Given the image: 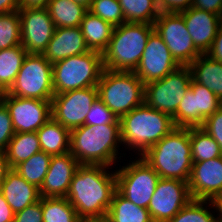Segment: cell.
I'll return each mask as SVG.
<instances>
[{"label":"cell","instance_id":"51","mask_svg":"<svg viewBox=\"0 0 222 222\" xmlns=\"http://www.w3.org/2000/svg\"><path fill=\"white\" fill-rule=\"evenodd\" d=\"M219 108L222 110V98L220 99V105Z\"/></svg>","mask_w":222,"mask_h":222},{"label":"cell","instance_id":"33","mask_svg":"<svg viewBox=\"0 0 222 222\" xmlns=\"http://www.w3.org/2000/svg\"><path fill=\"white\" fill-rule=\"evenodd\" d=\"M210 208L215 209L212 201L192 199L168 222H217Z\"/></svg>","mask_w":222,"mask_h":222},{"label":"cell","instance_id":"29","mask_svg":"<svg viewBox=\"0 0 222 222\" xmlns=\"http://www.w3.org/2000/svg\"><path fill=\"white\" fill-rule=\"evenodd\" d=\"M27 51L22 45L0 50V92H7L13 85Z\"/></svg>","mask_w":222,"mask_h":222},{"label":"cell","instance_id":"1","mask_svg":"<svg viewBox=\"0 0 222 222\" xmlns=\"http://www.w3.org/2000/svg\"><path fill=\"white\" fill-rule=\"evenodd\" d=\"M102 165H80L70 183L67 200L83 221H104L117 191L116 171Z\"/></svg>","mask_w":222,"mask_h":222},{"label":"cell","instance_id":"49","mask_svg":"<svg viewBox=\"0 0 222 222\" xmlns=\"http://www.w3.org/2000/svg\"><path fill=\"white\" fill-rule=\"evenodd\" d=\"M212 203L215 208V212H217V222H222V193L218 194L213 200ZM217 210V211H216Z\"/></svg>","mask_w":222,"mask_h":222},{"label":"cell","instance_id":"20","mask_svg":"<svg viewBox=\"0 0 222 222\" xmlns=\"http://www.w3.org/2000/svg\"><path fill=\"white\" fill-rule=\"evenodd\" d=\"M195 47L202 53L211 48L222 18L214 13L193 7L180 12Z\"/></svg>","mask_w":222,"mask_h":222},{"label":"cell","instance_id":"15","mask_svg":"<svg viewBox=\"0 0 222 222\" xmlns=\"http://www.w3.org/2000/svg\"><path fill=\"white\" fill-rule=\"evenodd\" d=\"M21 45L29 54H42L55 26L47 8H19Z\"/></svg>","mask_w":222,"mask_h":222},{"label":"cell","instance_id":"32","mask_svg":"<svg viewBox=\"0 0 222 222\" xmlns=\"http://www.w3.org/2000/svg\"><path fill=\"white\" fill-rule=\"evenodd\" d=\"M51 158L52 155L40 151L26 161L21 162L14 170L27 182L40 189L48 172Z\"/></svg>","mask_w":222,"mask_h":222},{"label":"cell","instance_id":"37","mask_svg":"<svg viewBox=\"0 0 222 222\" xmlns=\"http://www.w3.org/2000/svg\"><path fill=\"white\" fill-rule=\"evenodd\" d=\"M120 124L116 115L99 99L90 108L84 125Z\"/></svg>","mask_w":222,"mask_h":222},{"label":"cell","instance_id":"9","mask_svg":"<svg viewBox=\"0 0 222 222\" xmlns=\"http://www.w3.org/2000/svg\"><path fill=\"white\" fill-rule=\"evenodd\" d=\"M137 158L116 170L117 191L135 205L147 209L160 176L140 156Z\"/></svg>","mask_w":222,"mask_h":222},{"label":"cell","instance_id":"35","mask_svg":"<svg viewBox=\"0 0 222 222\" xmlns=\"http://www.w3.org/2000/svg\"><path fill=\"white\" fill-rule=\"evenodd\" d=\"M93 15L117 27L125 22L121 5L118 0H93L88 9Z\"/></svg>","mask_w":222,"mask_h":222},{"label":"cell","instance_id":"25","mask_svg":"<svg viewBox=\"0 0 222 222\" xmlns=\"http://www.w3.org/2000/svg\"><path fill=\"white\" fill-rule=\"evenodd\" d=\"M36 133L41 151L52 156L69 152L71 131L52 117Z\"/></svg>","mask_w":222,"mask_h":222},{"label":"cell","instance_id":"45","mask_svg":"<svg viewBox=\"0 0 222 222\" xmlns=\"http://www.w3.org/2000/svg\"><path fill=\"white\" fill-rule=\"evenodd\" d=\"M19 0H0V14L18 11Z\"/></svg>","mask_w":222,"mask_h":222},{"label":"cell","instance_id":"7","mask_svg":"<svg viewBox=\"0 0 222 222\" xmlns=\"http://www.w3.org/2000/svg\"><path fill=\"white\" fill-rule=\"evenodd\" d=\"M104 70L102 53L90 50L52 64L55 94L97 86Z\"/></svg>","mask_w":222,"mask_h":222},{"label":"cell","instance_id":"30","mask_svg":"<svg viewBox=\"0 0 222 222\" xmlns=\"http://www.w3.org/2000/svg\"><path fill=\"white\" fill-rule=\"evenodd\" d=\"M190 142L193 162H203L222 156L217 142L201 127H190Z\"/></svg>","mask_w":222,"mask_h":222},{"label":"cell","instance_id":"17","mask_svg":"<svg viewBox=\"0 0 222 222\" xmlns=\"http://www.w3.org/2000/svg\"><path fill=\"white\" fill-rule=\"evenodd\" d=\"M172 57L180 66H189L202 53L195 47L183 15L176 13L155 27Z\"/></svg>","mask_w":222,"mask_h":222},{"label":"cell","instance_id":"23","mask_svg":"<svg viewBox=\"0 0 222 222\" xmlns=\"http://www.w3.org/2000/svg\"><path fill=\"white\" fill-rule=\"evenodd\" d=\"M192 80L222 98V63L207 54L199 55L190 65Z\"/></svg>","mask_w":222,"mask_h":222},{"label":"cell","instance_id":"52","mask_svg":"<svg viewBox=\"0 0 222 222\" xmlns=\"http://www.w3.org/2000/svg\"><path fill=\"white\" fill-rule=\"evenodd\" d=\"M83 222H104V221H83Z\"/></svg>","mask_w":222,"mask_h":222},{"label":"cell","instance_id":"50","mask_svg":"<svg viewBox=\"0 0 222 222\" xmlns=\"http://www.w3.org/2000/svg\"><path fill=\"white\" fill-rule=\"evenodd\" d=\"M73 1L89 9L93 0H73Z\"/></svg>","mask_w":222,"mask_h":222},{"label":"cell","instance_id":"3","mask_svg":"<svg viewBox=\"0 0 222 222\" xmlns=\"http://www.w3.org/2000/svg\"><path fill=\"white\" fill-rule=\"evenodd\" d=\"M140 157L160 178L188 182L193 165L190 128H174Z\"/></svg>","mask_w":222,"mask_h":222},{"label":"cell","instance_id":"4","mask_svg":"<svg viewBox=\"0 0 222 222\" xmlns=\"http://www.w3.org/2000/svg\"><path fill=\"white\" fill-rule=\"evenodd\" d=\"M119 120L122 145L138 156L176 128L170 115L149 107L145 102Z\"/></svg>","mask_w":222,"mask_h":222},{"label":"cell","instance_id":"46","mask_svg":"<svg viewBox=\"0 0 222 222\" xmlns=\"http://www.w3.org/2000/svg\"><path fill=\"white\" fill-rule=\"evenodd\" d=\"M50 0H19L20 8H47Z\"/></svg>","mask_w":222,"mask_h":222},{"label":"cell","instance_id":"48","mask_svg":"<svg viewBox=\"0 0 222 222\" xmlns=\"http://www.w3.org/2000/svg\"><path fill=\"white\" fill-rule=\"evenodd\" d=\"M10 170L5 152L0 151V187L5 180L6 173Z\"/></svg>","mask_w":222,"mask_h":222},{"label":"cell","instance_id":"31","mask_svg":"<svg viewBox=\"0 0 222 222\" xmlns=\"http://www.w3.org/2000/svg\"><path fill=\"white\" fill-rule=\"evenodd\" d=\"M43 222H83L66 197H42Z\"/></svg>","mask_w":222,"mask_h":222},{"label":"cell","instance_id":"18","mask_svg":"<svg viewBox=\"0 0 222 222\" xmlns=\"http://www.w3.org/2000/svg\"><path fill=\"white\" fill-rule=\"evenodd\" d=\"M188 188L191 198L195 200L212 201L222 193V156L193 162Z\"/></svg>","mask_w":222,"mask_h":222},{"label":"cell","instance_id":"10","mask_svg":"<svg viewBox=\"0 0 222 222\" xmlns=\"http://www.w3.org/2000/svg\"><path fill=\"white\" fill-rule=\"evenodd\" d=\"M189 66H179L164 78L145 84L144 102L151 108L173 117L191 86Z\"/></svg>","mask_w":222,"mask_h":222},{"label":"cell","instance_id":"41","mask_svg":"<svg viewBox=\"0 0 222 222\" xmlns=\"http://www.w3.org/2000/svg\"><path fill=\"white\" fill-rule=\"evenodd\" d=\"M13 222H43L42 197L15 214Z\"/></svg>","mask_w":222,"mask_h":222},{"label":"cell","instance_id":"11","mask_svg":"<svg viewBox=\"0 0 222 222\" xmlns=\"http://www.w3.org/2000/svg\"><path fill=\"white\" fill-rule=\"evenodd\" d=\"M97 98V86L54 94L51 100L52 118L70 131L81 127Z\"/></svg>","mask_w":222,"mask_h":222},{"label":"cell","instance_id":"2","mask_svg":"<svg viewBox=\"0 0 222 222\" xmlns=\"http://www.w3.org/2000/svg\"><path fill=\"white\" fill-rule=\"evenodd\" d=\"M121 141L120 124L82 125L71 130L70 150L80 165L116 166ZM120 158V159H119Z\"/></svg>","mask_w":222,"mask_h":222},{"label":"cell","instance_id":"24","mask_svg":"<svg viewBox=\"0 0 222 222\" xmlns=\"http://www.w3.org/2000/svg\"><path fill=\"white\" fill-rule=\"evenodd\" d=\"M80 28L89 50L103 53L107 49L114 26L87 11L81 21Z\"/></svg>","mask_w":222,"mask_h":222},{"label":"cell","instance_id":"47","mask_svg":"<svg viewBox=\"0 0 222 222\" xmlns=\"http://www.w3.org/2000/svg\"><path fill=\"white\" fill-rule=\"evenodd\" d=\"M170 6L177 12L180 13L188 8L192 7L193 0H166Z\"/></svg>","mask_w":222,"mask_h":222},{"label":"cell","instance_id":"5","mask_svg":"<svg viewBox=\"0 0 222 222\" xmlns=\"http://www.w3.org/2000/svg\"><path fill=\"white\" fill-rule=\"evenodd\" d=\"M154 30L144 23L124 22L114 27L109 45L102 53L104 69L134 72Z\"/></svg>","mask_w":222,"mask_h":222},{"label":"cell","instance_id":"28","mask_svg":"<svg viewBox=\"0 0 222 222\" xmlns=\"http://www.w3.org/2000/svg\"><path fill=\"white\" fill-rule=\"evenodd\" d=\"M41 151L36 132L15 133L5 151L10 169Z\"/></svg>","mask_w":222,"mask_h":222},{"label":"cell","instance_id":"22","mask_svg":"<svg viewBox=\"0 0 222 222\" xmlns=\"http://www.w3.org/2000/svg\"><path fill=\"white\" fill-rule=\"evenodd\" d=\"M0 191L15 214L41 198L39 188L27 182L14 169L6 173Z\"/></svg>","mask_w":222,"mask_h":222},{"label":"cell","instance_id":"34","mask_svg":"<svg viewBox=\"0 0 222 222\" xmlns=\"http://www.w3.org/2000/svg\"><path fill=\"white\" fill-rule=\"evenodd\" d=\"M21 45L19 12L0 14V50Z\"/></svg>","mask_w":222,"mask_h":222},{"label":"cell","instance_id":"6","mask_svg":"<svg viewBox=\"0 0 222 222\" xmlns=\"http://www.w3.org/2000/svg\"><path fill=\"white\" fill-rule=\"evenodd\" d=\"M97 88L98 98L118 119L144 103L145 84L132 71L104 69Z\"/></svg>","mask_w":222,"mask_h":222},{"label":"cell","instance_id":"44","mask_svg":"<svg viewBox=\"0 0 222 222\" xmlns=\"http://www.w3.org/2000/svg\"><path fill=\"white\" fill-rule=\"evenodd\" d=\"M15 213L0 191V222H13Z\"/></svg>","mask_w":222,"mask_h":222},{"label":"cell","instance_id":"42","mask_svg":"<svg viewBox=\"0 0 222 222\" xmlns=\"http://www.w3.org/2000/svg\"><path fill=\"white\" fill-rule=\"evenodd\" d=\"M192 7L214 13L222 18V0H193Z\"/></svg>","mask_w":222,"mask_h":222},{"label":"cell","instance_id":"40","mask_svg":"<svg viewBox=\"0 0 222 222\" xmlns=\"http://www.w3.org/2000/svg\"><path fill=\"white\" fill-rule=\"evenodd\" d=\"M201 128L217 142L222 152V110L219 108L207 117Z\"/></svg>","mask_w":222,"mask_h":222},{"label":"cell","instance_id":"36","mask_svg":"<svg viewBox=\"0 0 222 222\" xmlns=\"http://www.w3.org/2000/svg\"><path fill=\"white\" fill-rule=\"evenodd\" d=\"M125 22L148 24L152 0H118Z\"/></svg>","mask_w":222,"mask_h":222},{"label":"cell","instance_id":"21","mask_svg":"<svg viewBox=\"0 0 222 222\" xmlns=\"http://www.w3.org/2000/svg\"><path fill=\"white\" fill-rule=\"evenodd\" d=\"M90 51L80 26L55 28L52 39L42 55L50 63Z\"/></svg>","mask_w":222,"mask_h":222},{"label":"cell","instance_id":"19","mask_svg":"<svg viewBox=\"0 0 222 222\" xmlns=\"http://www.w3.org/2000/svg\"><path fill=\"white\" fill-rule=\"evenodd\" d=\"M79 166V162L70 152L53 155L48 172L39 189L40 196L53 198L66 197L73 175Z\"/></svg>","mask_w":222,"mask_h":222},{"label":"cell","instance_id":"14","mask_svg":"<svg viewBox=\"0 0 222 222\" xmlns=\"http://www.w3.org/2000/svg\"><path fill=\"white\" fill-rule=\"evenodd\" d=\"M191 200L188 182L160 178L147 209L153 222H168Z\"/></svg>","mask_w":222,"mask_h":222},{"label":"cell","instance_id":"38","mask_svg":"<svg viewBox=\"0 0 222 222\" xmlns=\"http://www.w3.org/2000/svg\"><path fill=\"white\" fill-rule=\"evenodd\" d=\"M14 134L9 110L6 105L0 101V151H6Z\"/></svg>","mask_w":222,"mask_h":222},{"label":"cell","instance_id":"8","mask_svg":"<svg viewBox=\"0 0 222 222\" xmlns=\"http://www.w3.org/2000/svg\"><path fill=\"white\" fill-rule=\"evenodd\" d=\"M7 93L17 97L51 101L55 94L52 63L48 62L42 54L27 53Z\"/></svg>","mask_w":222,"mask_h":222},{"label":"cell","instance_id":"27","mask_svg":"<svg viewBox=\"0 0 222 222\" xmlns=\"http://www.w3.org/2000/svg\"><path fill=\"white\" fill-rule=\"evenodd\" d=\"M55 28L78 27L88 11L73 0H50L47 6Z\"/></svg>","mask_w":222,"mask_h":222},{"label":"cell","instance_id":"12","mask_svg":"<svg viewBox=\"0 0 222 222\" xmlns=\"http://www.w3.org/2000/svg\"><path fill=\"white\" fill-rule=\"evenodd\" d=\"M220 99L207 87L191 81V86L172 117L175 127H201L219 109Z\"/></svg>","mask_w":222,"mask_h":222},{"label":"cell","instance_id":"39","mask_svg":"<svg viewBox=\"0 0 222 222\" xmlns=\"http://www.w3.org/2000/svg\"><path fill=\"white\" fill-rule=\"evenodd\" d=\"M177 12L170 6L166 0H152L149 25L155 28L160 23L165 22L170 16Z\"/></svg>","mask_w":222,"mask_h":222},{"label":"cell","instance_id":"43","mask_svg":"<svg viewBox=\"0 0 222 222\" xmlns=\"http://www.w3.org/2000/svg\"><path fill=\"white\" fill-rule=\"evenodd\" d=\"M206 54L217 61L222 63V22L218 27L216 37L211 45V48L206 52Z\"/></svg>","mask_w":222,"mask_h":222},{"label":"cell","instance_id":"13","mask_svg":"<svg viewBox=\"0 0 222 222\" xmlns=\"http://www.w3.org/2000/svg\"><path fill=\"white\" fill-rule=\"evenodd\" d=\"M1 101L9 110L15 133L39 130L51 117V101L17 97L2 93Z\"/></svg>","mask_w":222,"mask_h":222},{"label":"cell","instance_id":"26","mask_svg":"<svg viewBox=\"0 0 222 222\" xmlns=\"http://www.w3.org/2000/svg\"><path fill=\"white\" fill-rule=\"evenodd\" d=\"M104 222H153V220L148 209L135 205L116 191Z\"/></svg>","mask_w":222,"mask_h":222},{"label":"cell","instance_id":"16","mask_svg":"<svg viewBox=\"0 0 222 222\" xmlns=\"http://www.w3.org/2000/svg\"><path fill=\"white\" fill-rule=\"evenodd\" d=\"M179 66L162 37L154 30L148 38L141 60L134 73L144 84H147L164 78Z\"/></svg>","mask_w":222,"mask_h":222}]
</instances>
